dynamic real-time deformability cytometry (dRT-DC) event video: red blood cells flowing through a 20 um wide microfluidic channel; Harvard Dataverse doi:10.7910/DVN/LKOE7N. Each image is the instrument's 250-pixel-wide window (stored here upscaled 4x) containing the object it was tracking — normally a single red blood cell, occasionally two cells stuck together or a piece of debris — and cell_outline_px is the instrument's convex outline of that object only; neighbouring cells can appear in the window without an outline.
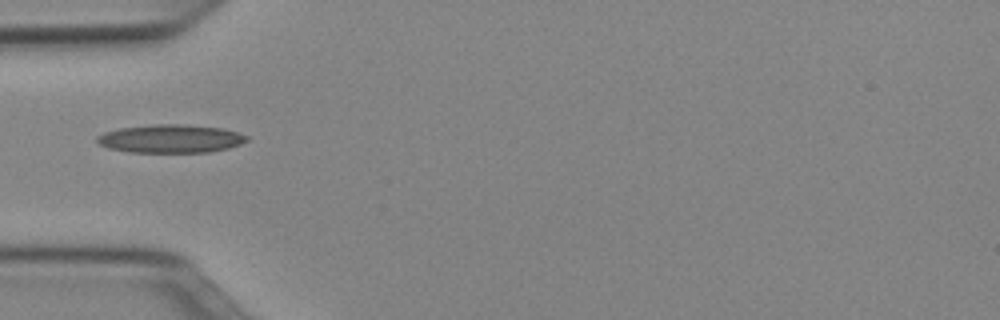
{"species": "Egyptian fruit bat (a non-hibernating species)", "species_latin": "Rousettus aegyptiacus", "temperature_condition": "cold", "stored_images_in_passage": 35, "camera_frame_rate_fps": 3000, "um_per_image_px": 0.085, "animal": {"sex": "female"}, "frame": {"image": 1, "passage_image": 1, "time_ms": 0.0, "image_size_px": [1000, 320], "cell_outline_px": [[248, 140], [240, 144], [228, 148], [208, 152], [128, 152], [108, 148], [100, 144], [96, 140], [96, 136], [104, 132], [120, 128], [152, 124], [180, 124], [220, 128], [236, 132], [248, 136]], "centroid_in_image_um": [14.47, 11.79], "position_along_channel_um": 70.5, "area_um2": 24.57}}
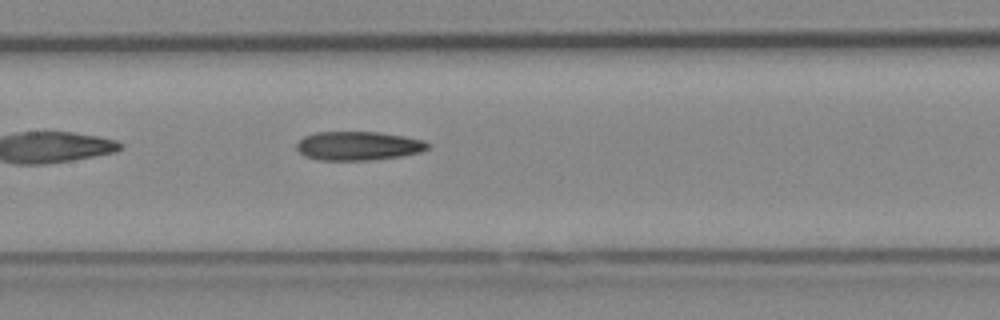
{"frame": {"image": 2, "passage_image": 9, "time_ms": 2.667, "image_size_px": [1000, 320], "cell_outline_px": [[432, 148], [420, 152], [400, 156], [368, 160], [316, 160], [304, 156], [296, 148], [296, 144], [304, 136], [316, 132], [380, 132], [404, 136], [424, 140], [432, 144]], "centroid_in_image_um": [30.48, 12.39], "position_along_channel_um": 176.9, "area_um2": 22.25}}
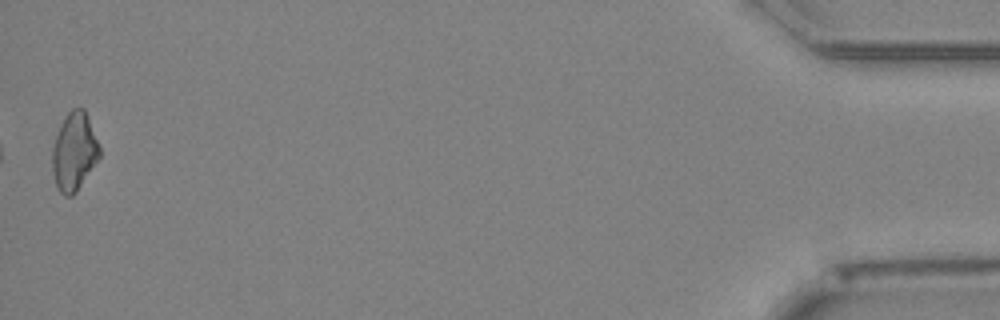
{"frame": {"image": 3, "passage_image": 35, "time_ms": 11.333, "image_size_px": [1000, 320], "cell_outline_px": [[100, 156], [76, 192], [72, 196], [64, 196], [56, 188], [52, 172], [52, 148], [56, 136], [64, 116], [72, 108], [84, 108], [100, 148]], "centroid_in_image_um": [6.28, 12.91], "position_along_channel_um": 428.9, "area_um2": 21.39}, "authors_computed_cell_mechanics": {"area_um2": 21.8484, "velocity_mm_per_s": 3.9919, "shape_relaxation_time_tau1_ms": 7.4923, "shape_relaxation_time_tau2_ms": null, "deformation_change_tau1": 0.1908, "deformation_change_tau2": null}}